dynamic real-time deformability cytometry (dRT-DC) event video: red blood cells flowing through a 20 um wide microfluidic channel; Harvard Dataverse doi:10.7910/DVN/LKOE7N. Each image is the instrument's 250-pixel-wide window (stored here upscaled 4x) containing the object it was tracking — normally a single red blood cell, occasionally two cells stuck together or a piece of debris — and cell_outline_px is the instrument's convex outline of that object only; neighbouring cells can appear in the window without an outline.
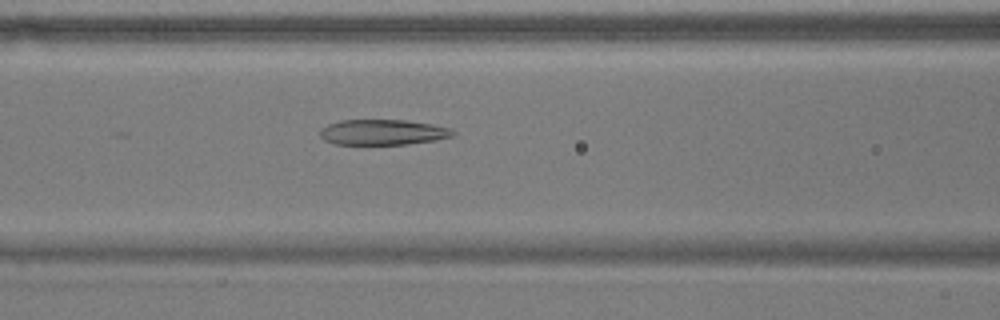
{"species": "common noctule bat (a hibernating species)", "species_latin": "Nyctalus noctula", "temperature_condition": "warm", "stored_images_in_passage": 54, "camera_frame_rate_fps": 3000, "um_per_image_px": 0.085, "animal": {"sex": "male", "body_mass_g": 17.9}, "frame": {"image": 1, "passage_image": 22, "time_ms": 7.0, "image_size_px": [1000, 320], "cell_outline_px": [[456, 132], [452, 136], [436, 140], [408, 144], [336, 144], [324, 140], [320, 136], [320, 128], [328, 124], [340, 120], [404, 120], [432, 124], [452, 128]], "centroid_in_image_um": [32.54, 11.23], "position_along_channel_um": 134.1, "area_um2": 19.77}}
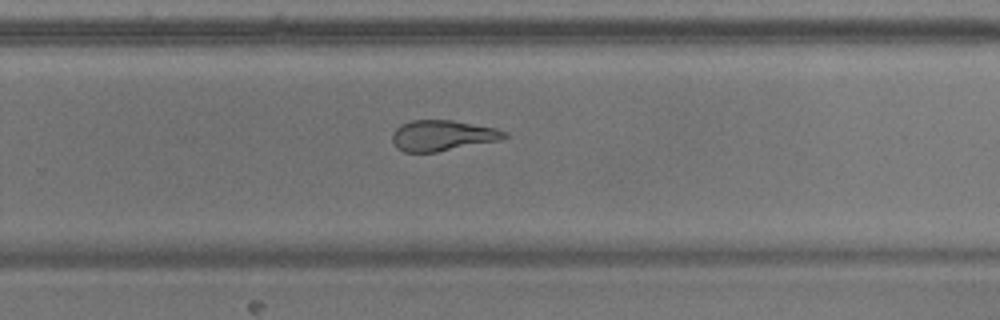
{"frame": {"image": 2, "passage_image": 35, "time_ms": 11.333, "image_size_px": [1000, 320], "cell_outline_px": [[508, 136], [500, 140], [436, 152], [404, 152], [396, 148], [392, 140], [392, 132], [400, 124], [412, 120], [452, 120], [496, 128], [508, 132]], "centroid_in_image_um": [37.59, 11.52], "position_along_channel_um": 292.2, "area_um2": 20.11}}
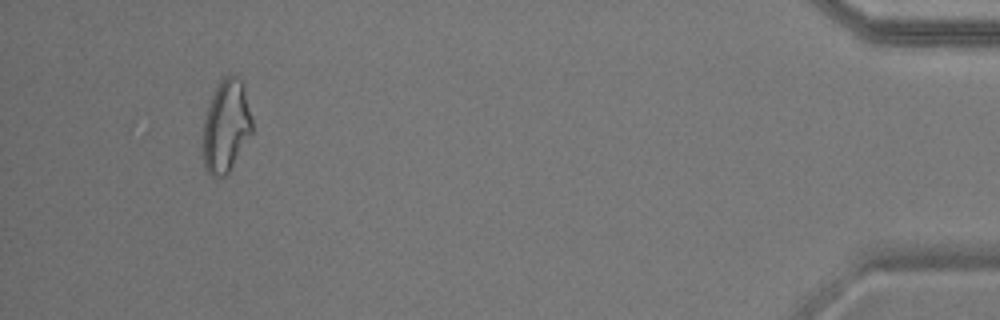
{"frame": {"image": 3, "passage_image": 51, "time_ms": 16.667, "image_size_px": [1000, 320], "cell_outline_px": [[252, 132], [228, 172], [224, 176], [212, 176], [204, 168], [204, 120], [212, 96], [220, 80], [228, 72], [236, 76], [244, 84], [252, 120]], "centroid_in_image_um": [19.23, 10.67], "position_along_channel_um": 416.0, "area_um2": 26.07}}